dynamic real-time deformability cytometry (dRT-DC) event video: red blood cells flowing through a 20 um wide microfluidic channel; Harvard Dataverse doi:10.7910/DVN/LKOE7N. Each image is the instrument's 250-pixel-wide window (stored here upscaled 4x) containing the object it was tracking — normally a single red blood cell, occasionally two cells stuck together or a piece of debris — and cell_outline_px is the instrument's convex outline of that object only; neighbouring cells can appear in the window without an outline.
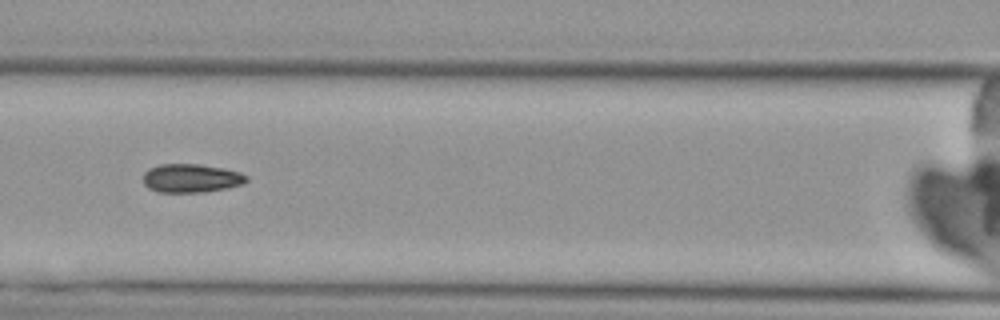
{"species": "Egyptian fruit bat (a non-hibernating species)", "species_latin": "Rousettus aegyptiacus", "temperature_condition": "cold", "stored_images_in_passage": 8, "camera_frame_rate_fps": 3000, "um_per_image_px": 0.085, "animal": {"sex": "female"}, "frame": {"image": 1, "passage_image": 6, "time_ms": 6.667, "image_size_px": [1000, 320], "cell_outline_px": [[248, 180], [244, 184], [204, 192], [160, 192], [148, 188], [144, 184], [144, 172], [148, 168], [160, 164], [200, 164], [224, 168], [240, 172], [248, 176]], "centroid_in_image_um": [16.26, 15.14], "position_along_channel_um": 150.3, "area_um2": 17.28}}
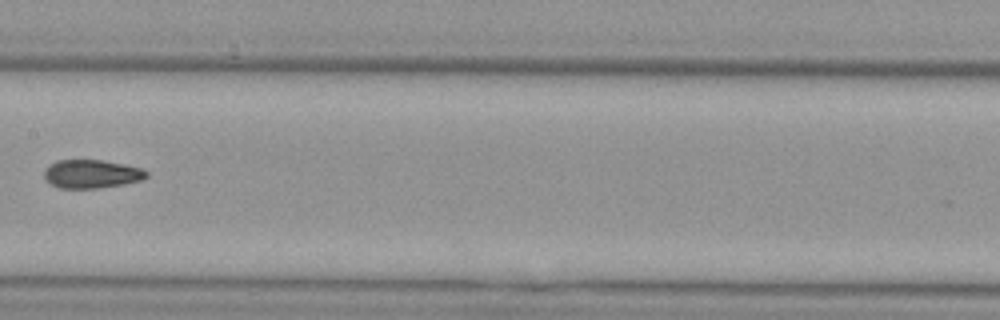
{"frame": {"image": 2, "passage_image": 7, "time_ms": 8.0, "image_size_px": [1000, 320], "cell_outline_px": [[148, 176], [140, 180], [124, 184], [96, 188], [60, 188], [44, 180], [44, 168], [48, 164], [56, 160], [104, 160], [124, 164], [140, 168], [148, 172]], "centroid_in_image_um": [7.74, 14.77], "position_along_channel_um": 199.7, "area_um2": 17.05}}
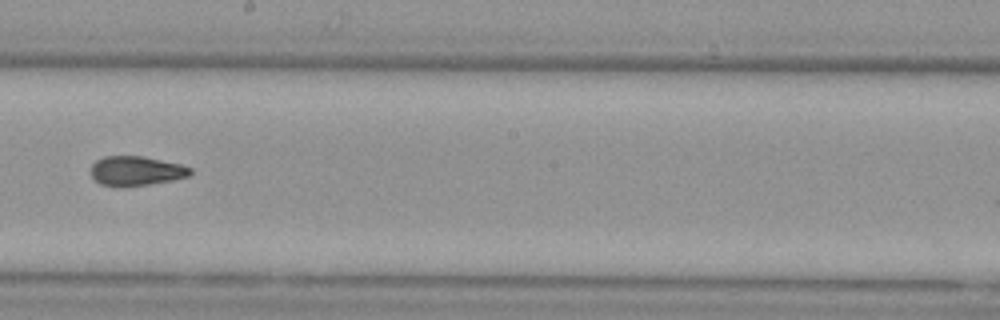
{"frame": {"image": 3, "passage_image": 8, "time_ms": 9.0, "image_size_px": [1000, 320], "cell_outline_px": [[192, 172], [188, 176], [172, 180], [124, 188], [100, 184], [92, 176], [92, 164], [96, 160], [104, 156], [144, 156], [180, 164], [192, 168]], "centroid_in_image_um": [11.56, 14.53], "position_along_channel_um": 236.6, "area_um2": 17.17}}